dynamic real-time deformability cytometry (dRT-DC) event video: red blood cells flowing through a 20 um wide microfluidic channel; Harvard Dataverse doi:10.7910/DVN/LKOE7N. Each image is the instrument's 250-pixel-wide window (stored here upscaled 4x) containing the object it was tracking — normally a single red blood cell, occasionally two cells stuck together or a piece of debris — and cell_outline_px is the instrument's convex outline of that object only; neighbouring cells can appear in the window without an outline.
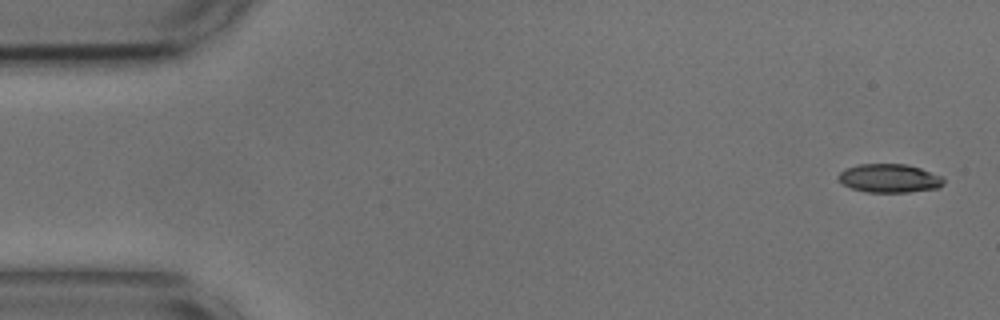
{"species": "common noctule bat (a hibernating species)", "species_latin": "Nyctalus noctula", "temperature_condition": "cold", "stored_images_in_passage": 6, "camera_frame_rate_fps": 3000, "um_per_image_px": 0.085, "animal": {"sex": "male", "body_mass_g": 17.9, "forearm_length_mm": 54.2}, "frame": {"image": 1, "passage_image": 1, "time_ms": 0.0, "image_size_px": [1000, 320], "cell_outline_px": [[944, 184], [940, 188], [908, 192], [864, 192], [852, 188], [844, 184], [836, 176], [840, 172], [848, 168], [860, 164], [908, 164], [944, 176]], "centroid_in_image_um": [75.65, 15.15], "position_along_channel_um": 9.3, "area_um2": 17.63}}
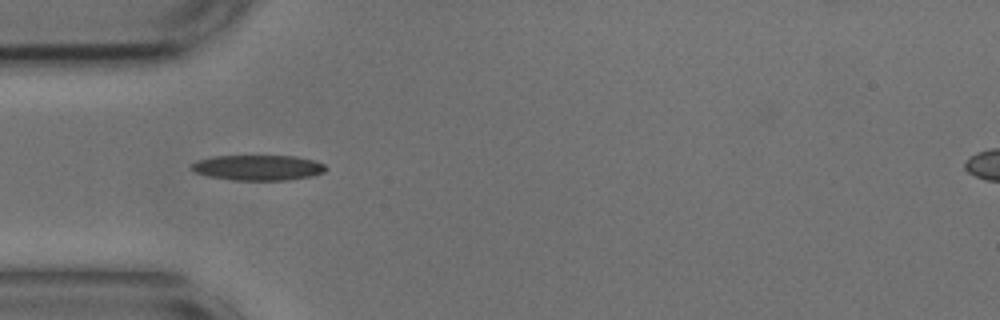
{"frame": {"image": 2, "passage_image": 5, "time_ms": 1.333, "image_size_px": [1000, 320], "cell_outline_px": [[328, 168], [324, 172], [312, 176], [288, 180], [232, 180], [208, 176], [196, 172], [192, 168], [192, 164], [196, 160], [216, 156], [296, 156], [312, 160], [324, 164]], "centroid_in_image_um": [21.96, 14.25], "position_along_channel_um": 63.0, "area_um2": 19.77}}